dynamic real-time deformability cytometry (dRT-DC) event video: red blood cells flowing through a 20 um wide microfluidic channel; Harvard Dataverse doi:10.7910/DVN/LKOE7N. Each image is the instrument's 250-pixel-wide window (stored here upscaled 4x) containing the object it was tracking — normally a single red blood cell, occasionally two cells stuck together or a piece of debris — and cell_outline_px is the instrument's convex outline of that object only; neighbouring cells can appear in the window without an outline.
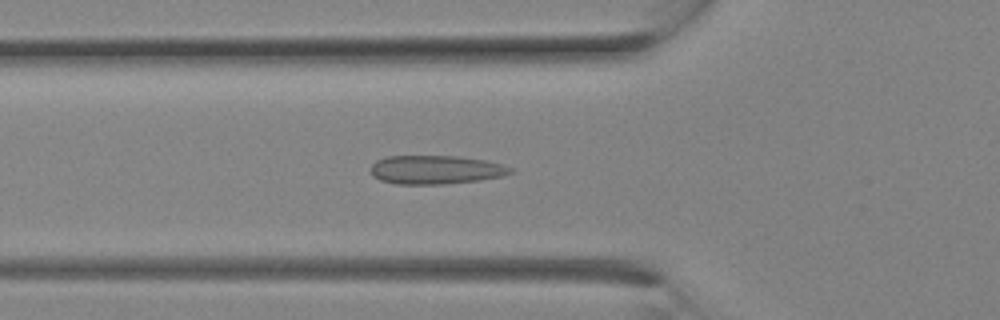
{"species": "Egyptian fruit bat (a non-hibernating species)", "species_latin": "Rousettus aegyptiacus", "temperature_condition": "room temperature", "stored_images_in_passage": 8, "camera_frame_rate_fps": 3000, "um_per_image_px": 0.085, "animal": {"sex": "female"}, "frame": {"image": 1, "passage_image": 6, "time_ms": 1.667, "image_size_px": [1000, 320], "cell_outline_px": [[516, 168], [512, 172], [504, 176], [480, 180], [444, 184], [396, 184], [380, 180], [372, 176], [372, 164], [376, 160], [388, 156], [460, 156], [488, 160], [504, 164]], "centroid_in_image_um": [37.11, 14.42], "position_along_channel_um": 88.7, "area_um2": 23.7}}
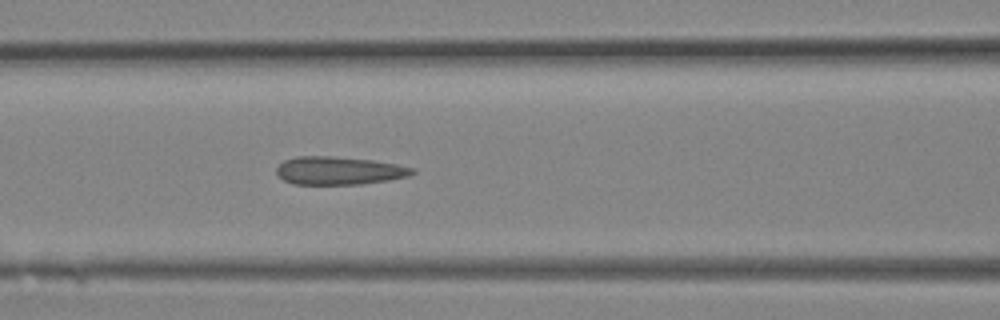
{"frame": {"image": 2, "passage_image": 8, "time_ms": 2.333, "image_size_px": [1000, 320], "cell_outline_px": [[416, 172], [408, 176], [388, 180], [360, 184], [292, 184], [284, 180], [276, 172], [276, 168], [284, 160], [296, 156], [332, 156], [372, 160], [396, 164], [416, 168]], "centroid_in_image_um": [28.82, 14.5], "position_along_channel_um": 137.8, "area_um2": 22.2}}